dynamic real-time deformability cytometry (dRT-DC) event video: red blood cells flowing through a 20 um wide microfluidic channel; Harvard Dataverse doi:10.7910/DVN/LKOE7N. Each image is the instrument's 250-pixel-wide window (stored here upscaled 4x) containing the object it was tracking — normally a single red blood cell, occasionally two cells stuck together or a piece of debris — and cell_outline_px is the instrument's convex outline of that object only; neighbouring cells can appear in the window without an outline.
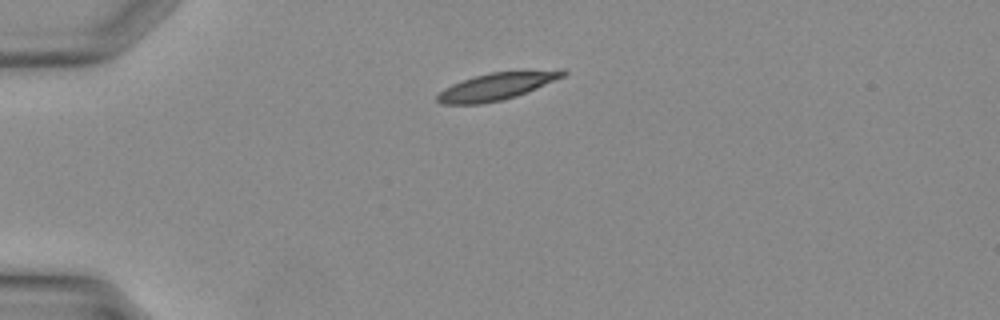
{"species": "Egyptian fruit bat (a non-hibernating species)", "species_latin": "Rousettus aegyptiacus", "temperature_condition": "warm", "stored_images_in_passage": 29, "camera_frame_rate_fps": 3000, "um_per_image_px": 0.085, "animal": {"sex": "female"}, "frame": {"image": 1, "passage_image": 1, "time_ms": 0.0, "image_size_px": [1000, 320], "cell_outline_px": [[568, 72], [564, 76], [536, 88], [516, 96], [500, 100], [480, 104], [444, 104], [436, 100], [436, 96], [444, 88], [452, 84], [488, 72], [564, 68]], "centroid_in_image_um": [42.27, 7.31], "position_along_channel_um": 42.7, "area_um2": 20.0}}
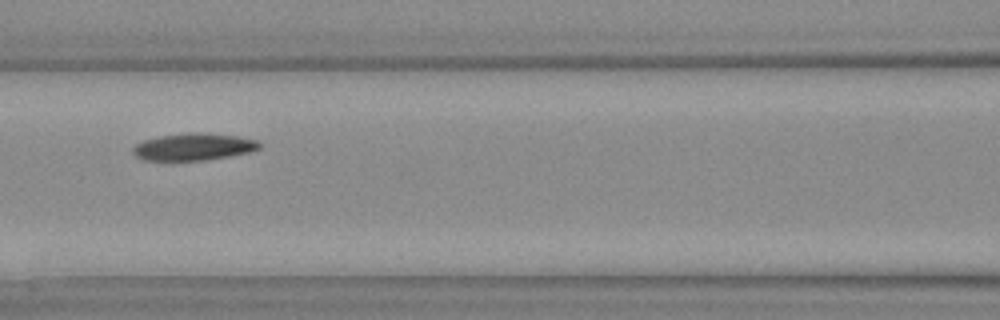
{"frame": {"image": 2, "passage_image": 9, "time_ms": 2.667, "image_size_px": [1000, 320], "cell_outline_px": [[264, 144], [260, 148], [248, 152], [228, 156], [204, 160], [144, 160], [136, 156], [132, 152], [132, 148], [136, 144], [144, 140], [160, 136], [192, 132], [200, 132], [236, 136], [260, 140]], "centroid_in_image_um": [16.49, 12.47], "position_along_channel_um": 150.1, "area_um2": 19.94}}
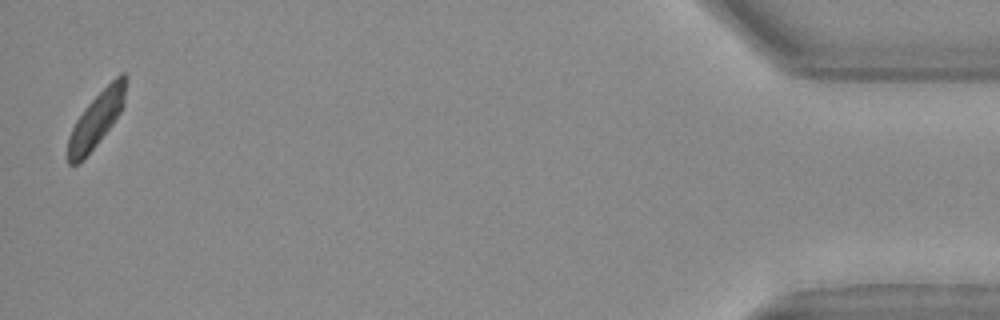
{"frame": {"image": 3, "passage_image": 29, "time_ms": 9.333, "image_size_px": [1000, 320], "cell_outline_px": [[128, 80], [124, 104], [120, 112], [112, 124], [84, 160], [76, 164], [68, 164], [68, 136], [76, 120], [84, 108], [120, 72], [124, 72], [128, 76]], "centroid_in_image_um": [8.22, 10.12], "position_along_channel_um": 427.0, "area_um2": 18.55}}